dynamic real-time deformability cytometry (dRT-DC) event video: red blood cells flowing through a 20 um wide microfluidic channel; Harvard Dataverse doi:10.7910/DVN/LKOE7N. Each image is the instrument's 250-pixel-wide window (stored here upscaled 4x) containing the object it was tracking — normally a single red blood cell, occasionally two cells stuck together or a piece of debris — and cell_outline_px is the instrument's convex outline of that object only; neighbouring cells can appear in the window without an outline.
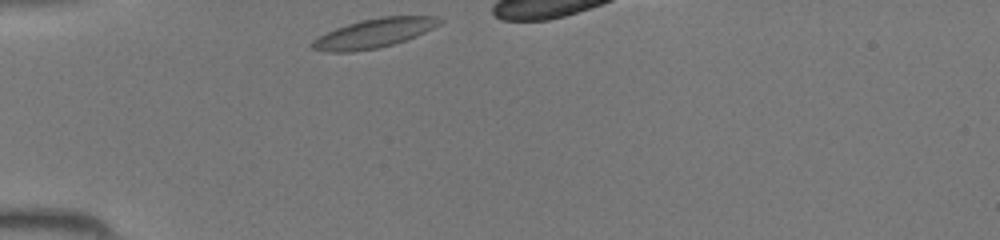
{"species": "common noctule bat (a hibernating species)", "species_latin": "Nyctalus noctula", "temperature_condition": "room temperature", "stored_images_in_passage": 28, "camera_frame_rate_fps": 3000, "um_per_image_px": 0.085, "animal": {"sex": "female", "body_mass_g": 19.5, "forearm_length_mm": 54.1}, "frame": {"image": 1, "passage_image": 1, "time_ms": 0.0, "image_size_px": [1000, 240], "cell_outline_px": [[444, 20], [440, 24], [416, 36], [392, 44], [376, 48], [352, 52], [328, 52], [312, 48], [312, 40], [336, 28], [360, 20], [380, 16], [436, 16]], "centroid_in_image_um": [31.81, 2.81], "position_along_channel_um": 53.2, "area_um2": 21.39}}
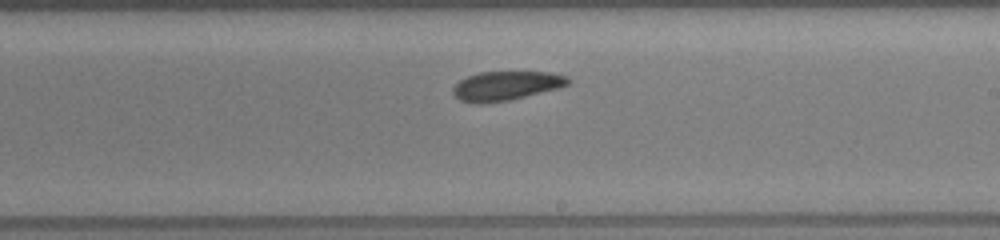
{"frame": {"image": 2, "passage_image": 15, "time_ms": 4.667, "image_size_px": [1000, 240], "cell_outline_px": [[572, 80], [568, 84], [560, 88], [508, 100], [480, 104], [476, 104], [460, 100], [452, 92], [452, 88], [460, 80], [468, 76], [480, 72], [548, 72], [568, 76]], "centroid_in_image_um": [43.03, 7.29], "position_along_channel_um": 246.0, "area_um2": 19.54}}
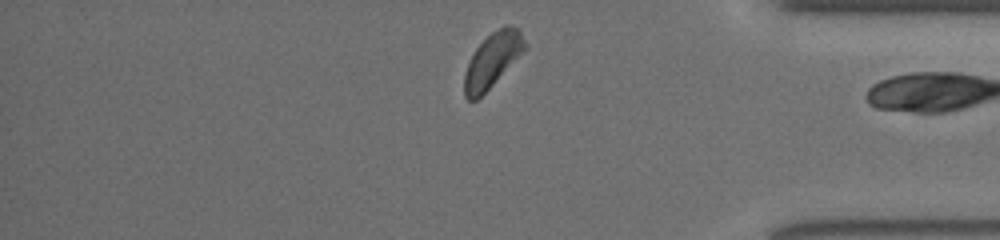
{"frame": {"image": 3, "passage_image": 26, "time_ms": 8.333, "image_size_px": [1000, 240], "cell_outline_px": [[528, 48], [476, 100], [468, 100], [464, 96], [464, 72], [476, 48], [492, 32], [508, 24], [516, 28], [520, 32], [528, 44]], "centroid_in_image_um": [41.87, 5.1], "position_along_channel_um": 393.3, "area_um2": 18.79}}